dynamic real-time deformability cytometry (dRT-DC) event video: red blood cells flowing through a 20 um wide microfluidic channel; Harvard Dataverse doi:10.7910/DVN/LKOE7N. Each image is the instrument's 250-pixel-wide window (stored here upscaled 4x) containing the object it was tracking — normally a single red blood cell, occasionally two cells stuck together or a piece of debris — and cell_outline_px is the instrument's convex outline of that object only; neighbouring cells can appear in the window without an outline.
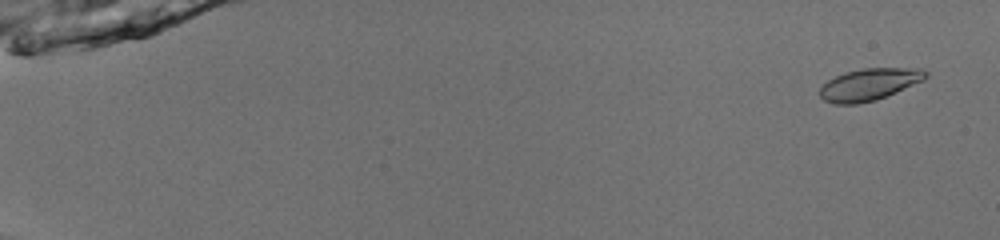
{"species": "common noctule bat (a hibernating species)", "species_latin": "Nyctalus noctula", "temperature_condition": "room temperature", "stored_images_in_passage": 53, "camera_frame_rate_fps": 3000, "um_per_image_px": 0.085, "animal": {"sex": "male", "body_mass_g": 13.0, "forearm_length_mm": 53.1}, "frame": {"image": 1, "passage_image": 3, "time_ms": 0.667, "image_size_px": [1000, 240], "cell_outline_px": [[928, 76], [924, 80], [876, 100], [856, 104], [836, 104], [824, 100], [820, 96], [820, 88], [828, 80], [836, 76], [848, 72], [864, 68], [920, 68], [928, 72]], "centroid_in_image_um": [73.91, 7.17], "position_along_channel_um": 11.1, "area_um2": 19.48}}
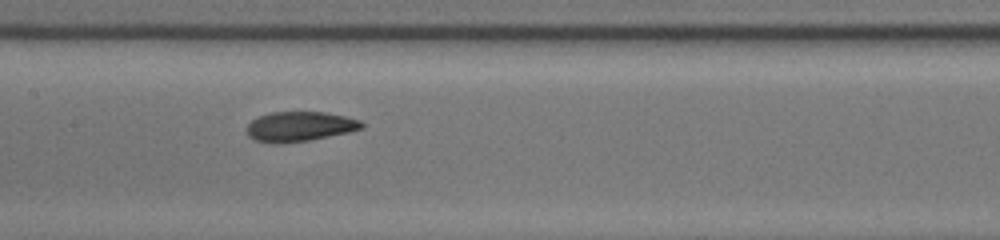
{"frame": {"image": 2, "passage_image": 29, "time_ms": 9.333, "image_size_px": [1000, 240], "cell_outline_px": [[364, 128], [348, 132], [308, 140], [256, 140], [248, 136], [248, 124], [252, 120], [260, 116], [272, 112], [324, 112], [344, 116], [360, 120], [364, 124]], "centroid_in_image_um": [25.55, 10.7], "position_along_channel_um": 181.8, "area_um2": 18.96}}
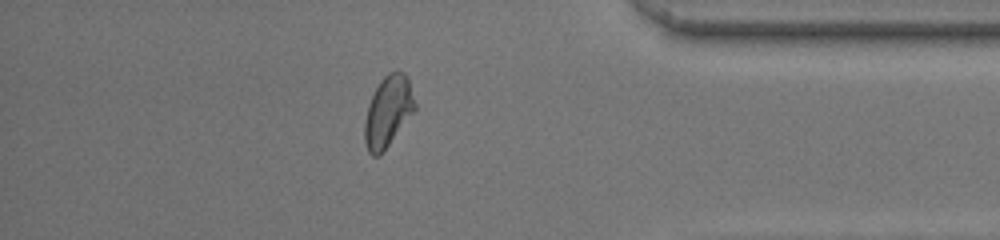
{"frame": {"image": 3, "passage_image": 47, "time_ms": 15.333, "image_size_px": [1000, 240], "cell_outline_px": [[416, 108], [380, 156], [372, 156], [368, 152], [364, 140], [364, 124], [368, 104], [380, 80], [388, 72], [404, 72], [408, 76], [416, 104]], "centroid_in_image_um": [32.97, 9.47], "position_along_channel_um": 402.2, "area_um2": 20.69}, "authors_computed_cell_mechanics": {"area_um2": 19.7098, "velocity_mm_per_s": 4.0018, "shape_relaxation_time_tau1_ms": 4.4677, "shape_relaxation_time_tau2_ms": 2.5103, "deformation_change_tau1": 0.1193, "deformation_change_tau2": 0.0328}}